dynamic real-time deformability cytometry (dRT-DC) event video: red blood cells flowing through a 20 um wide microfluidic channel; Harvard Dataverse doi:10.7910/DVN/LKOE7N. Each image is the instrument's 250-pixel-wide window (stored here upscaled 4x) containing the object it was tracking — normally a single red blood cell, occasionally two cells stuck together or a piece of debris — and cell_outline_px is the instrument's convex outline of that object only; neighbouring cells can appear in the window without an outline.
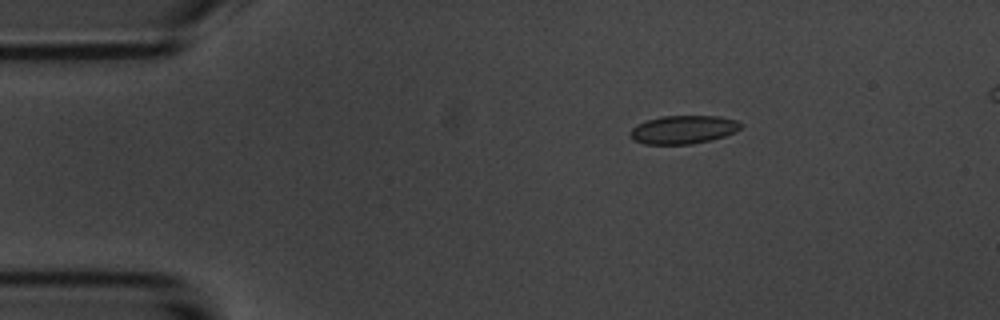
{"species": "common noctule bat (a hibernating species)", "species_latin": "Nyctalus noctula", "temperature_condition": "room temperature", "stored_images_in_passage": 5, "camera_frame_rate_fps": 3000, "um_per_image_px": 0.085, "animal": {"sex": "male", "body_mass_g": 20.1, "forearm_length_mm": 53.5}, "frame": {"image": 1, "passage_image": 3, "time_ms": 2.333, "image_size_px": [1000, 320], "cell_outline_px": [[740, 128], [736, 132], [712, 140], [692, 144], [644, 144], [636, 140], [632, 136], [632, 128], [636, 124], [660, 116], [720, 116], [736, 120], [740, 124]], "centroid_in_image_um": [58.11, 11.01], "position_along_channel_um": 26.9, "area_um2": 18.09}}